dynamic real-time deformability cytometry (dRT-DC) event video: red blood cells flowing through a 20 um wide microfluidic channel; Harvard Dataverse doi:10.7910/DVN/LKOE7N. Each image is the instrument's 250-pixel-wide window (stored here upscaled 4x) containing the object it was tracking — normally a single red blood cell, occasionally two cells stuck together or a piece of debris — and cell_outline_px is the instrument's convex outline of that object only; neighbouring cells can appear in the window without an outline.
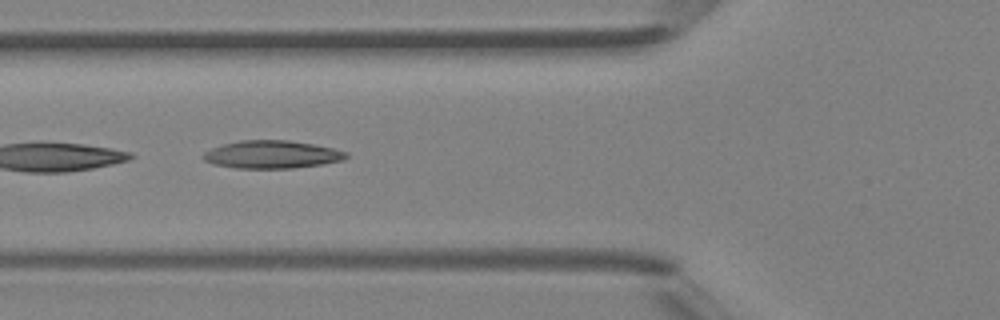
{"species": "Egyptian fruit bat (a non-hibernating species)", "species_latin": "Rousettus aegyptiacus", "temperature_condition": "room temperature", "stored_images_in_passage": 19, "camera_frame_rate_fps": 3000, "um_per_image_px": 0.085, "animal": {"sex": "female"}, "frame": {"image": 1, "passage_image": 9, "time_ms": 2.667, "image_size_px": [1000, 320], "cell_outline_px": [[348, 156], [344, 160], [320, 164], [292, 168], [236, 168], [212, 164], [204, 160], [200, 156], [204, 152], [212, 148], [224, 144], [240, 140], [288, 140], [312, 144], [332, 148], [348, 152]], "centroid_in_image_um": [23.08, 13.13], "position_along_channel_um": 102.7, "area_um2": 23.12}}